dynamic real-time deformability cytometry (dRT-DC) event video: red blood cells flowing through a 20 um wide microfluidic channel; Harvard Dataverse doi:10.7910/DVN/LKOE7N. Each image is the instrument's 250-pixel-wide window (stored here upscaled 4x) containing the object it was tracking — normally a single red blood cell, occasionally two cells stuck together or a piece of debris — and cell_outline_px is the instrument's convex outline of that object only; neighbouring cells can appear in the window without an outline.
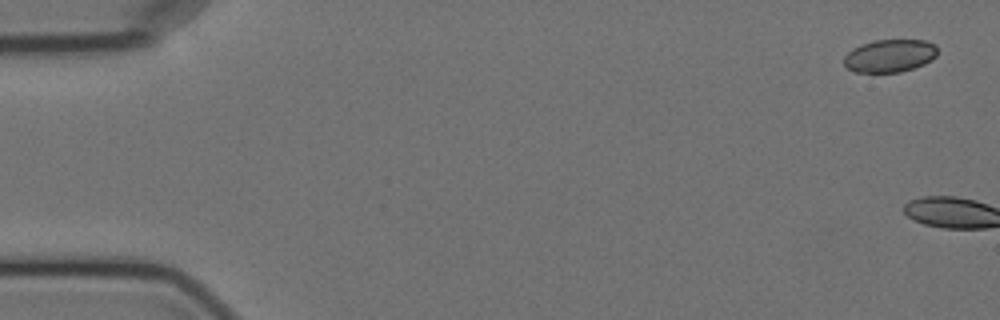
{"species": "Egyptian fruit bat (a non-hibernating species)", "species_latin": "Rousettus aegyptiacus", "temperature_condition": "cold", "stored_images_in_passage": 2, "camera_frame_rate_fps": 3000, "um_per_image_px": 0.085, "animal": {"sex": "female"}, "frame": {"image": 1, "passage_image": 1, "time_ms": 0.0, "image_size_px": [1000, 320], "cell_outline_px": [[936, 56], [932, 60], [924, 64], [900, 72], [856, 72], [848, 68], [844, 64], [844, 56], [852, 48], [860, 44], [872, 40], [924, 40], [936, 44]], "centroid_in_image_um": [75.62, 4.73], "position_along_channel_um": 9.4, "area_um2": 17.92}}